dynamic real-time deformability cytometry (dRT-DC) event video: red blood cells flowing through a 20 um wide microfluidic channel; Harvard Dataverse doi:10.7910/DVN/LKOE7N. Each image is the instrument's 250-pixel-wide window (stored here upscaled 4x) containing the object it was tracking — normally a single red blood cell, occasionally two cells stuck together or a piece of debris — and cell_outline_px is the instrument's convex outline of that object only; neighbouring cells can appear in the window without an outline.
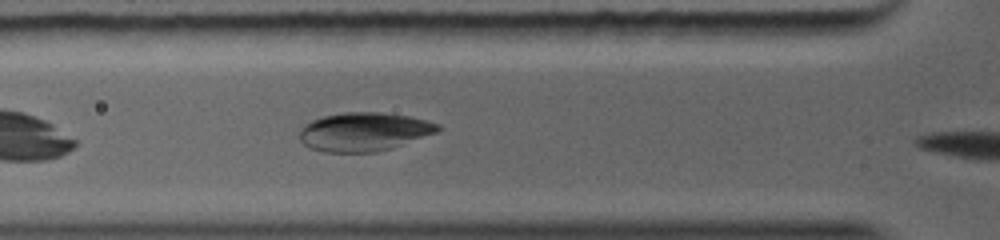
{"species": "common noctule bat (a hibernating species)", "species_latin": "Nyctalus noctula", "temperature_condition": "warm", "stored_images_in_passage": 4, "camera_frame_rate_fps": 5000, "um_per_image_px": 0.085, "animal": {"sex": "female", "body_mass_g": 19.0, "forearm_length_mm": 56.7}, "frame": {"image": 1, "passage_image": 3, "time_ms": 0.8, "image_size_px": [1000, 240], "cell_outline_px": [[440, 132], [392, 148], [376, 152], [324, 152], [308, 148], [300, 140], [300, 132], [312, 120], [324, 116], [356, 112], [372, 112], [404, 116], [424, 120], [440, 124]], "centroid_in_image_um": [30.97, 11.23], "position_along_channel_um": 94.8, "area_um2": 30.69}}